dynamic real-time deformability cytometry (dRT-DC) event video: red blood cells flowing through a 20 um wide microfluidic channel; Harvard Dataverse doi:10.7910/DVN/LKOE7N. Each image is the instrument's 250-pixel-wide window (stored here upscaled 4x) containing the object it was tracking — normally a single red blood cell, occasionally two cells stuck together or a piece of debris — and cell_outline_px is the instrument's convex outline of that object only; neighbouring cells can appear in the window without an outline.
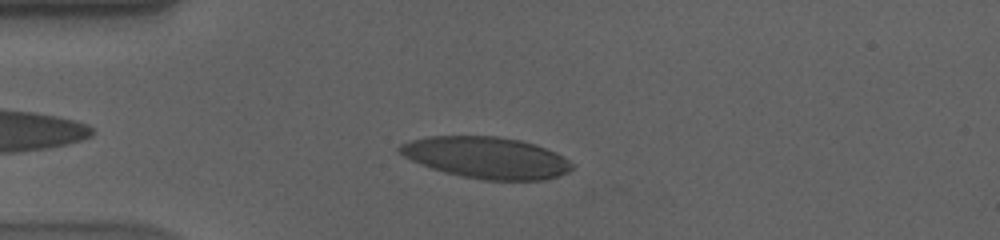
{"species": "human", "species_latin": "Homo sapiens", "temperature_condition": "cold", "stored_images_in_passage": 44, "camera_frame_rate_fps": 3000, "um_per_image_px": 0.085, "donor": {"sex": "male"}, "frame": {"image": 1, "passage_image": 6, "time_ms": 1.667, "image_size_px": [1000, 240], "cell_outline_px": [[576, 164], [568, 172], [544, 180], [484, 180], [460, 176], [444, 172], [420, 164], [396, 152], [396, 148], [400, 144], [412, 140], [428, 136], [496, 136], [520, 140], [556, 152], [564, 156]], "centroid_in_image_um": [41.34, 13.4], "position_along_channel_um": 43.7, "area_um2": 41.79}}
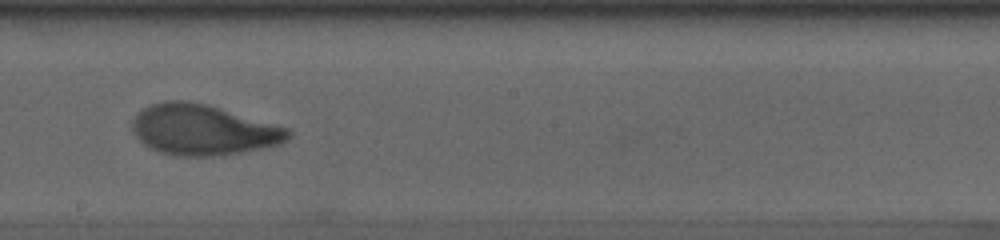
{"frame": {"image": 2, "passage_image": 24, "time_ms": 7.667, "image_size_px": [1000, 240], "cell_outline_px": [[292, 136], [288, 140], [280, 144], [240, 152], [212, 156], [176, 156], [160, 152], [144, 144], [136, 136], [132, 128], [132, 120], [144, 108], [152, 104], [164, 100], [188, 100], [208, 104], [288, 128], [292, 132]], "centroid_in_image_um": [17.27, 11.03], "position_along_channel_um": 230.9, "area_um2": 45.78}}
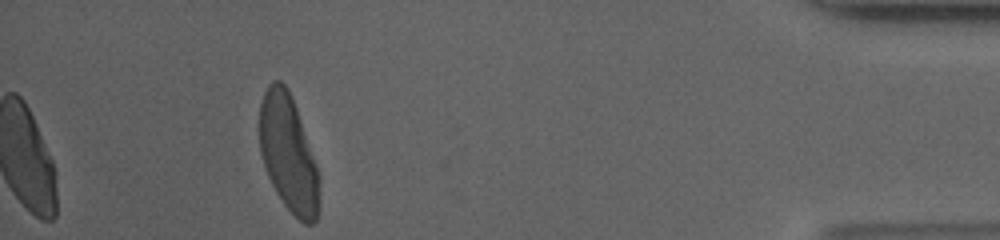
{"frame": {"image": 3, "passage_image": 44, "time_ms": 14.333, "image_size_px": [1000, 240], "cell_outline_px": [[320, 180], [316, 220], [312, 224], [304, 224], [284, 204], [276, 192], [268, 176], [260, 152], [260, 104], [264, 92], [268, 84], [272, 80], [280, 80], [288, 88], [296, 108], [316, 164]], "centroid_in_image_um": [24.5, 13.02], "position_along_channel_um": 410.7, "area_um2": 40.11}, "authors_computed_cell_mechanics": {"area_um2": 44.3037, "velocity_mm_per_s": 3.5448, "shape_relaxation_time_tau1_ms": 5.0429, "shape_relaxation_time_tau2_ms": 1.4202, "deformation_change_tau1": 0.2108, "deformation_change_tau2": 0.0728}}